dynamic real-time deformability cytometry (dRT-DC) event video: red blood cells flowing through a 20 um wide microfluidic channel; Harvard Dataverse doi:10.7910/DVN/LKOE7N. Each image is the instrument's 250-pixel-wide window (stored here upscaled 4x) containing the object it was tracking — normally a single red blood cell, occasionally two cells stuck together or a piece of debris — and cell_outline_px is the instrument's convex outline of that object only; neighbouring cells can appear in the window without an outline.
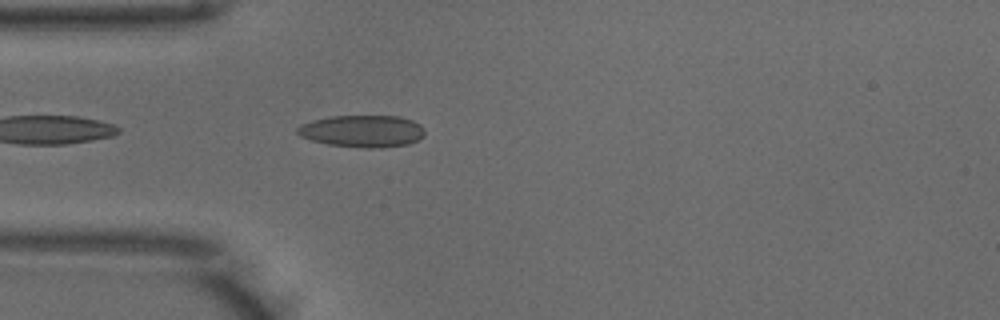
{"species": "common noctule bat (a hibernating species)", "species_latin": "Nyctalus noctula", "temperature_condition": "warm", "stored_images_in_passage": 36, "camera_frame_rate_fps": 3000, "um_per_image_px": 0.085, "animal": {"sex": "male", "body_mass_g": 18.8}, "frame": {"image": 1, "passage_image": 3, "time_ms": 0.667, "image_size_px": [1000, 320], "cell_outline_px": [[424, 136], [420, 140], [408, 144], [380, 148], [364, 148], [328, 144], [312, 140], [300, 136], [296, 132], [296, 128], [300, 124], [312, 120], [332, 116], [400, 116], [412, 120], [420, 124], [424, 128]], "centroid_in_image_um": [30.82, 11.14], "position_along_channel_um": 54.2, "area_um2": 23.99}}
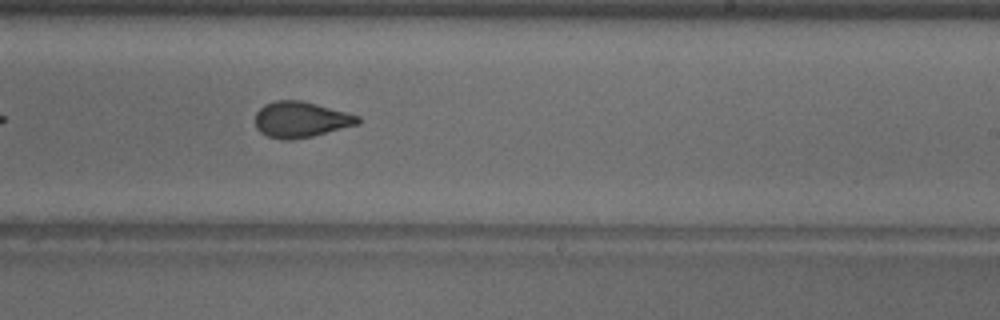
{"frame": {"image": 2, "passage_image": 19, "time_ms": 6.0, "image_size_px": [1000, 320], "cell_outline_px": [[360, 124], [312, 136], [292, 140], [284, 140], [268, 136], [260, 132], [256, 128], [256, 112], [264, 104], [276, 100], [300, 100], [316, 104], [360, 116]], "centroid_in_image_um": [25.56, 10.16], "position_along_channel_um": 263.4, "area_um2": 21.39}}
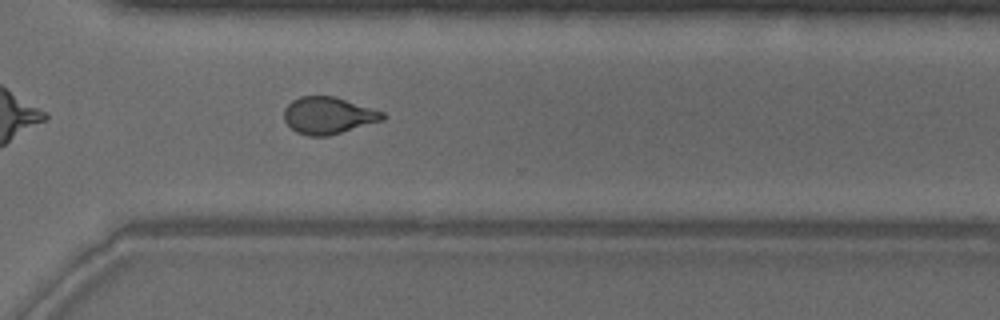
{"frame": {"image": 3, "passage_image": 25, "time_ms": 8.0, "image_size_px": [1000, 320], "cell_outline_px": [[384, 120], [328, 136], [308, 136], [296, 132], [284, 120], [284, 108], [292, 100], [300, 96], [336, 96], [384, 112]], "centroid_in_image_um": [27.89, 9.81], "position_along_channel_um": 342.7, "area_um2": 21.27}, "authors_computed_cell_mechanics": {"area_um2": 21.4727, "velocity_mm_per_s": 3.9793, "shape_relaxation_time_tau1_ms": 9.1748, "shape_relaxation_time_tau2_ms": 1.0836, "deformation_change_tau1": 0.2369, "deformation_change_tau2": 0.0772}}